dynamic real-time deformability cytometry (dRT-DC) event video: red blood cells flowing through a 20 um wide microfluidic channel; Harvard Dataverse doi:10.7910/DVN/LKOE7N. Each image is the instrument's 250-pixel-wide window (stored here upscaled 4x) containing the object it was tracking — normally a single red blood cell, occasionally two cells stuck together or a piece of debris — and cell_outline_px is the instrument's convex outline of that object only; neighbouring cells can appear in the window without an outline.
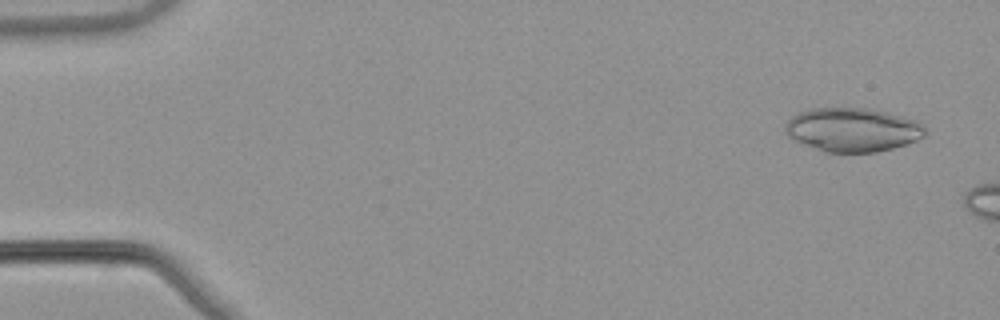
{"species": "common noctule bat (a hibernating species)", "species_latin": "Nyctalus noctula", "temperature_condition": "warm", "stored_images_in_passage": 8, "camera_frame_rate_fps": 3000, "um_per_image_px": 0.085, "animal": {"sex": "male", "body_mass_g": 21.5, "forearm_length_mm": 52.0}, "frame": {"image": 1, "passage_image": 3, "time_ms": 0.667, "image_size_px": [1000, 320], "cell_outline_px": [[924, 136], [916, 140], [892, 148], [876, 152], [824, 152], [792, 140], [784, 132], [784, 124], [792, 116], [800, 112], [812, 108], [868, 108], [916, 120], [924, 124]], "centroid_in_image_um": [72.41, 11.03], "position_along_channel_um": 12.6, "area_um2": 35.66}}